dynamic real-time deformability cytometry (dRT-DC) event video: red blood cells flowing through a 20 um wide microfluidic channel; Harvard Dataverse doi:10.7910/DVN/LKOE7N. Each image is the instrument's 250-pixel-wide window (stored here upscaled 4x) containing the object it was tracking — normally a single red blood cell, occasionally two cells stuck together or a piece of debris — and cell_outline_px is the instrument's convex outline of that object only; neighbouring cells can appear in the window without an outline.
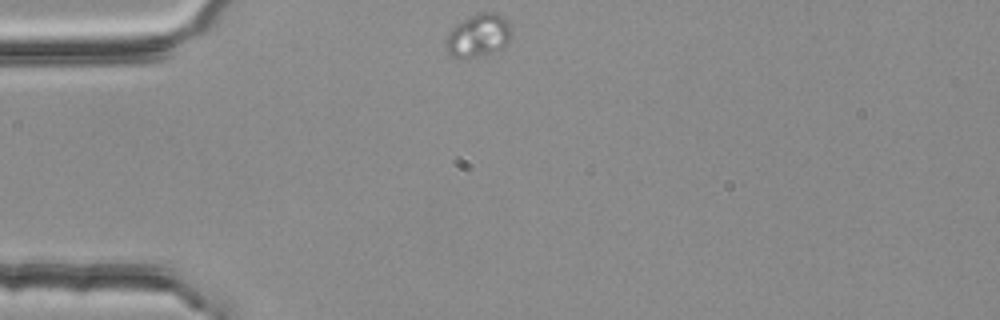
{"species": "common noctule bat (a hibernating species)", "species_latin": "Nyctalus noctula", "temperature_condition": "room temperature", "stored_images_in_passage": 45, "camera_frame_rate_fps": 3000, "um_per_image_px": 0.085, "animal": {"sex": "female", "body_mass_g": 25.1}, "frame": {"image": 1, "passage_image": 1, "time_ms": 0.0, "image_size_px": [1000, 320], "cell_outline_px": [[512, 32], [508, 44], [504, 48], [496, 52], [456, 60], [444, 48], [448, 36], [452, 28], [456, 24], [480, 12], [496, 12], [508, 24]], "centroid_in_image_um": [40.66, 3.06], "position_along_channel_um": 44.3, "area_um2": 16.42}}